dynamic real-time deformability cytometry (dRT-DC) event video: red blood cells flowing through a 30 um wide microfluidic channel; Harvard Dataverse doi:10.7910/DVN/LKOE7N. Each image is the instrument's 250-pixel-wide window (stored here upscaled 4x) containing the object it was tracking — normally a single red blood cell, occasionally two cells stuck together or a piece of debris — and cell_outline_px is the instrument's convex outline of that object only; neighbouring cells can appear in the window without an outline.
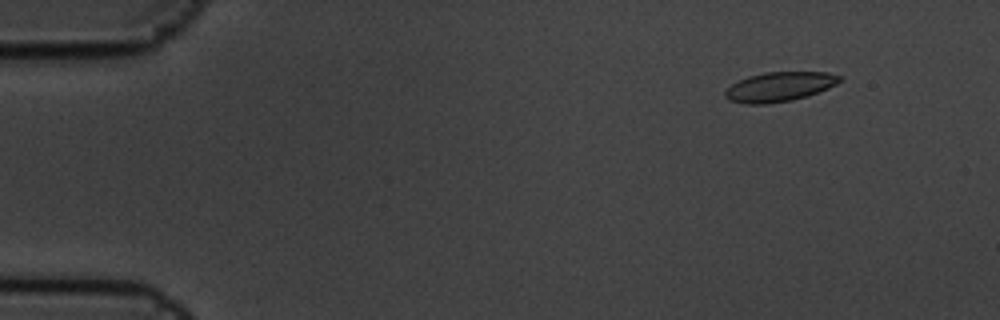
{"species": "common noctule bat (a hibernating species)", "species_latin": "Nyctalus noctula", "temperature_condition": "cold", "stored_images_in_passage": 7, "camera_frame_rate_fps": 3000, "um_per_image_px": 0.085, "animal": {"sex": "male", "body_mass_g": 19.5, "forearm_length_mm": 54.6}, "frame": {"image": 1, "passage_image": 3, "time_ms": 0.667, "image_size_px": [1000, 320], "cell_outline_px": [[840, 80], [836, 84], [828, 88], [808, 96], [792, 100], [768, 104], [744, 104], [728, 100], [724, 96], [724, 92], [732, 84], [748, 76], [764, 72], [828, 72], [840, 76]], "centroid_in_image_um": [66.22, 7.38], "position_along_channel_um": 18.8, "area_um2": 19.71}}
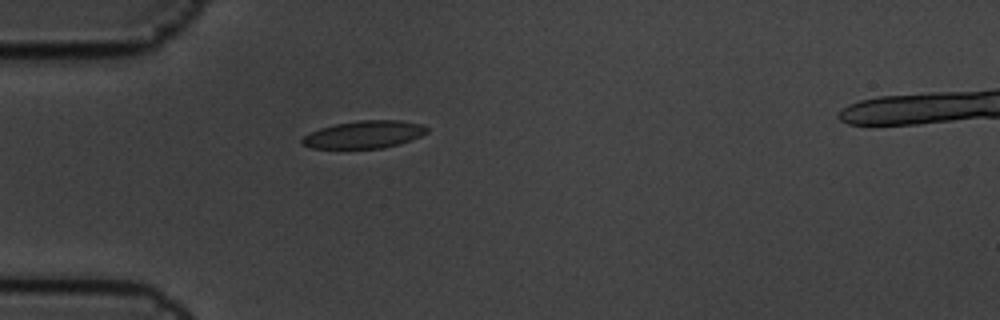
{"frame": {"image": 2, "passage_image": 6, "time_ms": 1.667, "image_size_px": [1000, 320], "cell_outline_px": [[428, 132], [412, 140], [400, 144], [384, 148], [312, 148], [300, 144], [300, 140], [304, 136], [320, 128], [336, 124], [356, 120], [400, 120], [420, 124], [428, 128]], "centroid_in_image_um": [30.96, 11.43], "position_along_channel_um": 54.0, "area_um2": 20.06}}